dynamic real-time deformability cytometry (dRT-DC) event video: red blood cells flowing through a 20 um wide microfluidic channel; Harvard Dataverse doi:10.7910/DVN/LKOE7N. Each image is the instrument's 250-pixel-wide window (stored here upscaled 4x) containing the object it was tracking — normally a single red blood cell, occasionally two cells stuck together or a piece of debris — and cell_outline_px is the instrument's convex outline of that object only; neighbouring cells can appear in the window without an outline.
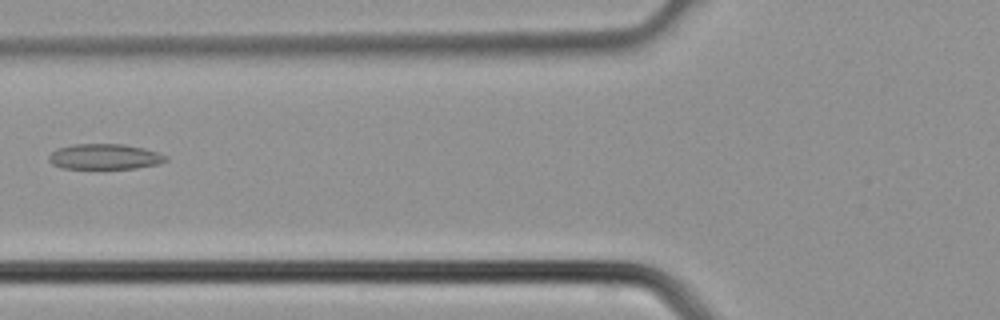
{"species": "common noctule bat (a hibernating species)", "species_latin": "Nyctalus noctula", "temperature_condition": "cold", "stored_images_in_passage": 4, "camera_frame_rate_fps": 3000, "um_per_image_px": 0.085, "animal": {"sex": "male", "body_mass_g": 21.5, "forearm_length_mm": 52.0}, "frame": {"image": 1, "passage_image": 4, "time_ms": 1.0, "image_size_px": [1000, 320], "cell_outline_px": [[168, 160], [160, 164], [136, 168], [60, 168], [52, 164], [48, 160], [48, 156], [56, 148], [72, 144], [124, 144], [144, 148], [168, 156]], "centroid_in_image_um": [8.89, 13.31], "position_along_channel_um": 116.9, "area_um2": 17.46}}